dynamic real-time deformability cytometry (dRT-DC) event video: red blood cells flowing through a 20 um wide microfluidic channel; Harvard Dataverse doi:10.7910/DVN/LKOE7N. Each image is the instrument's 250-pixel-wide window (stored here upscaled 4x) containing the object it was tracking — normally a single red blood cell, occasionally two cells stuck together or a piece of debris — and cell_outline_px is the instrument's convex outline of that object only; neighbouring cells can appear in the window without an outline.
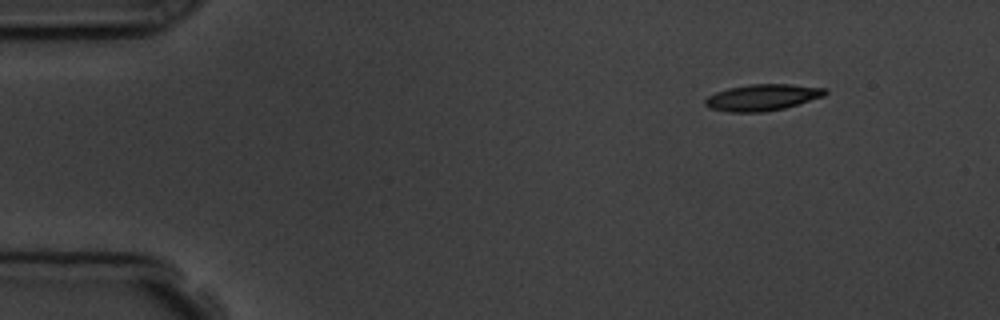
{"species": "common noctule bat (a hibernating species)", "species_latin": "Nyctalus noctula", "temperature_condition": "room temperature", "stored_images_in_passage": 3, "camera_frame_rate_fps": 3000, "um_per_image_px": 0.085, "animal": {"sex": "male", "body_mass_g": 19.5, "forearm_length_mm": 54.6}, "frame": {"image": 1, "passage_image": 1, "time_ms": 0.0, "image_size_px": [1000, 320], "cell_outline_px": [[828, 92], [824, 96], [784, 108], [764, 112], [728, 112], [712, 108], [704, 104], [704, 100], [708, 96], [716, 92], [728, 88], [752, 84], [788, 84], [824, 88]], "centroid_in_image_um": [64.79, 8.28], "position_along_channel_um": 20.2, "area_um2": 18.26}}
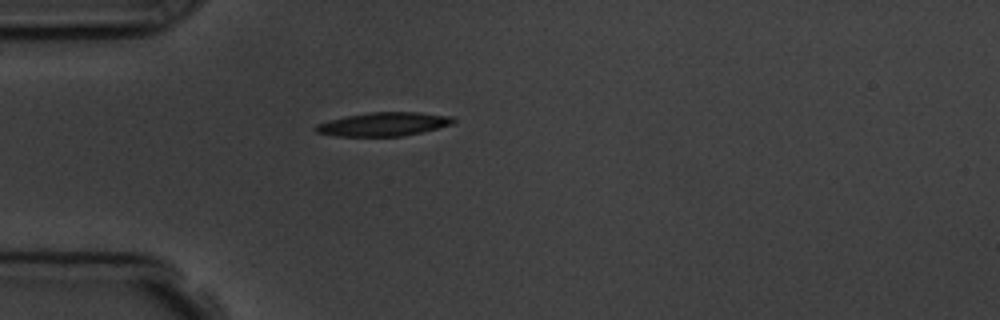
{"frame": {"image": 2, "passage_image": 3, "time_ms": 3.0, "image_size_px": [1000, 320], "cell_outline_px": [[456, 120], [452, 124], [404, 136], [336, 136], [316, 132], [312, 128], [316, 124], [348, 116], [368, 112], [420, 112], [452, 116]], "centroid_in_image_um": [32.61, 10.55], "position_along_channel_um": 52.4, "area_um2": 18.84}}